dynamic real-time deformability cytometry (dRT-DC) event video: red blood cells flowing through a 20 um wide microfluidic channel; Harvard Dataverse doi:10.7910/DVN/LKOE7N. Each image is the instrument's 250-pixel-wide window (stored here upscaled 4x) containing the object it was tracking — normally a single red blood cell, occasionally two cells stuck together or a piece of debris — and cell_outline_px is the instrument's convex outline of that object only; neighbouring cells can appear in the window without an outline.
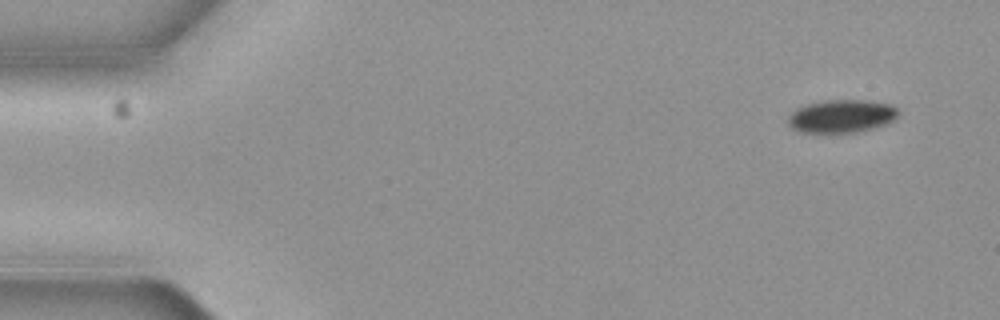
{"species": "common noctule bat (a hibernating species)", "species_latin": "Nyctalus noctula", "temperature_condition": "cold", "stored_images_in_passage": 5, "camera_frame_rate_fps": 3000, "um_per_image_px": 0.085, "animal": {"sex": "female", "body_mass_g": 19.3, "forearm_length_mm": 54.1}, "frame": {"image": 1, "passage_image": 1, "time_ms": 0.0, "image_size_px": [1000, 320], "cell_outline_px": [[900, 112], [896, 120], [872, 128], [856, 132], [800, 132], [792, 128], [788, 124], [788, 116], [796, 108], [804, 104], [824, 100], [868, 100], [892, 104]], "centroid_in_image_um": [71.54, 9.86], "position_along_channel_um": 13.5, "area_um2": 21.39}}
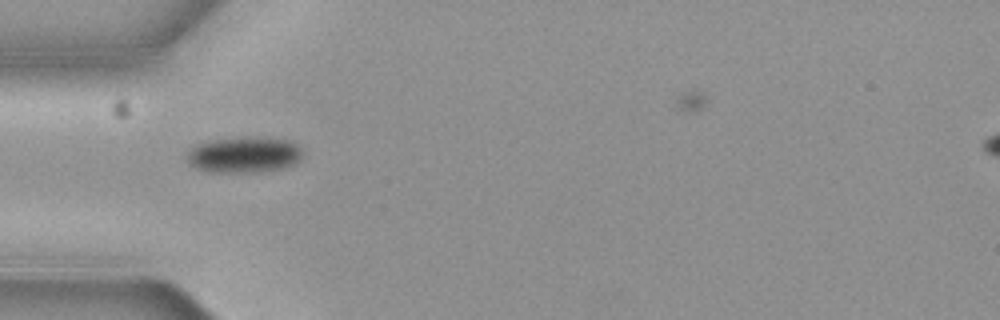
{"frame": {"image": 2, "passage_image": 5, "time_ms": 1.333, "image_size_px": [1000, 320], "cell_outline_px": [[304, 152], [300, 160], [284, 168], [252, 172], [208, 172], [196, 168], [188, 164], [188, 152], [196, 144], [208, 140], [236, 136], [268, 136], [292, 140]], "centroid_in_image_um": [20.77, 13.11], "position_along_channel_um": 64.2, "area_um2": 24.97}}